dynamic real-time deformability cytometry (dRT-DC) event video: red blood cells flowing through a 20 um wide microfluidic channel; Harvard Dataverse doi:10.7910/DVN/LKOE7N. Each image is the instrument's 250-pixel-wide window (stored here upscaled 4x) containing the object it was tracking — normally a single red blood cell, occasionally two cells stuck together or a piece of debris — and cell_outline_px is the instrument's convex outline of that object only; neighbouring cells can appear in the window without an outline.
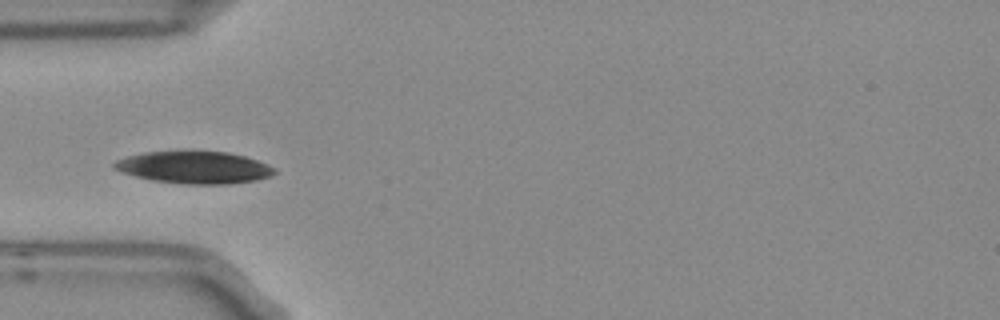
{"species": "Egyptian fruit bat (a non-hibernating species)", "species_latin": "Rousettus aegyptiacus", "temperature_condition": "room temperature", "stored_images_in_passage": 7, "camera_frame_rate_fps": 3000, "um_per_image_px": 0.085, "frame": {"image": 1, "passage_image": 5, "time_ms": 1.333, "image_size_px": [1000, 320], "cell_outline_px": [[276, 172], [272, 176], [256, 180], [228, 184], [184, 184], [152, 180], [120, 172], [112, 168], [112, 164], [116, 160], [128, 156], [144, 152], [188, 148], [228, 152], [244, 156], [268, 164], [276, 168]], "centroid_in_image_um": [16.49, 14.19], "position_along_channel_um": 68.5, "area_um2": 31.15}}
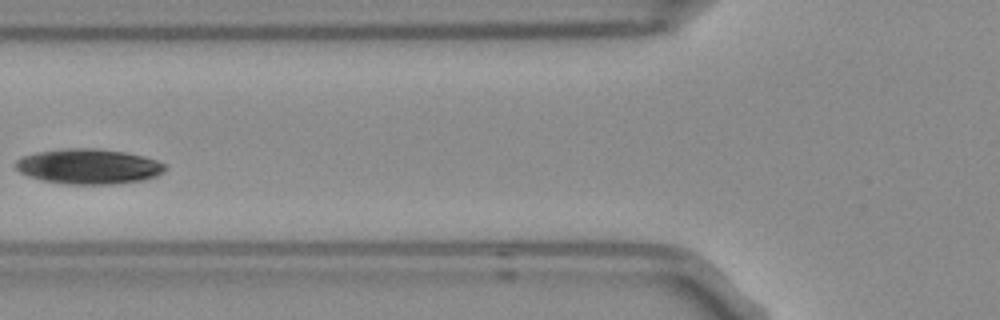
{"frame": {"image": 2, "passage_image": 6, "time_ms": 1.667, "image_size_px": [1000, 320], "cell_outline_px": [[168, 168], [164, 172], [156, 176], [144, 180], [112, 184], [68, 184], [44, 180], [28, 176], [20, 172], [16, 168], [16, 160], [20, 156], [36, 152], [64, 148], [100, 148], [124, 152], [144, 156], [168, 164]], "centroid_in_image_um": [7.56, 14.13], "position_along_channel_um": 118.2, "area_um2": 30.87}}